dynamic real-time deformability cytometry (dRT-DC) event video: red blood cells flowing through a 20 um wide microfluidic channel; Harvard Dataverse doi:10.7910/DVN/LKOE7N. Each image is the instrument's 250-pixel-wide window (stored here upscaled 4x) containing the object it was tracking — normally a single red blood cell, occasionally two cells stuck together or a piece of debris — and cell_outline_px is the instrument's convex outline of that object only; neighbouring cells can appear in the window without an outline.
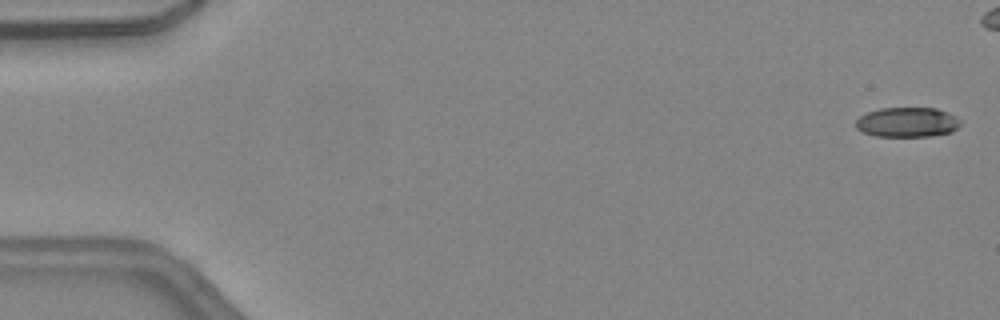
{"species": "common noctule bat (a hibernating species)", "species_latin": "Nyctalus noctula", "temperature_condition": "warm", "stored_images_in_passage": 31, "camera_frame_rate_fps": 3000, "um_per_image_px": 0.085, "animal": {"sex": "female", "body_mass_g": 24.6, "forearm_length_mm": 56.2}, "frame": {"image": 1, "passage_image": 1, "time_ms": 0.0, "image_size_px": [1000, 320], "cell_outline_px": [[960, 124], [952, 132], [932, 136], [876, 136], [864, 132], [856, 128], [856, 120], [860, 116], [868, 112], [880, 108], [936, 108], [948, 112], [956, 116], [960, 120]], "centroid_in_image_um": [77.14, 10.38], "position_along_channel_um": 7.9, "area_um2": 18.15}}